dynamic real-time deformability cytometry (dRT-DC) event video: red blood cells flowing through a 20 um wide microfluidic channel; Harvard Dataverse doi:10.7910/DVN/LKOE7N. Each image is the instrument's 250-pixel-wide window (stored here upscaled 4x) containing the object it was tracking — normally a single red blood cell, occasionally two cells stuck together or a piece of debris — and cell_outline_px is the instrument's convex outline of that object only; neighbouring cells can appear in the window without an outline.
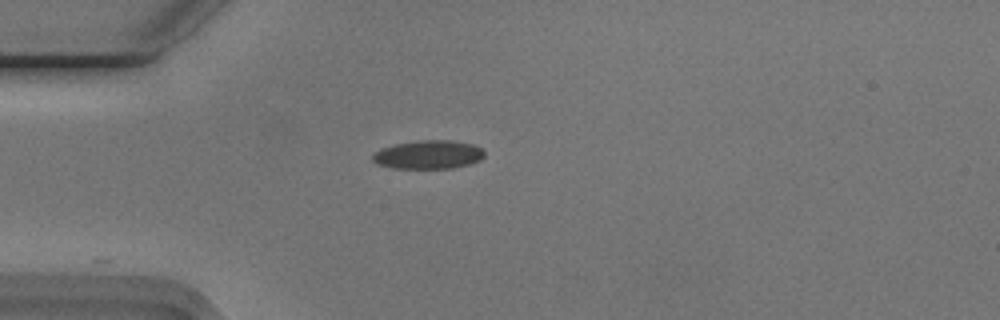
{"species": "Egyptian fruit bat (a non-hibernating species)", "species_latin": "Rousettus aegyptiacus", "temperature_condition": "cold", "stored_images_in_passage": 41, "camera_frame_rate_fps": 3000, "um_per_image_px": 0.085, "animal": {"sex": "male"}, "frame": {"image": 1, "passage_image": 1, "time_ms": 0.0, "image_size_px": [1000, 320], "cell_outline_px": [[484, 156], [480, 160], [468, 164], [452, 168], [392, 168], [376, 164], [372, 160], [372, 156], [376, 152], [384, 148], [396, 144], [424, 140], [448, 140], [472, 144], [480, 148], [484, 152]], "centroid_in_image_um": [36.41, 13.15], "position_along_channel_um": 48.6, "area_um2": 18.32}}
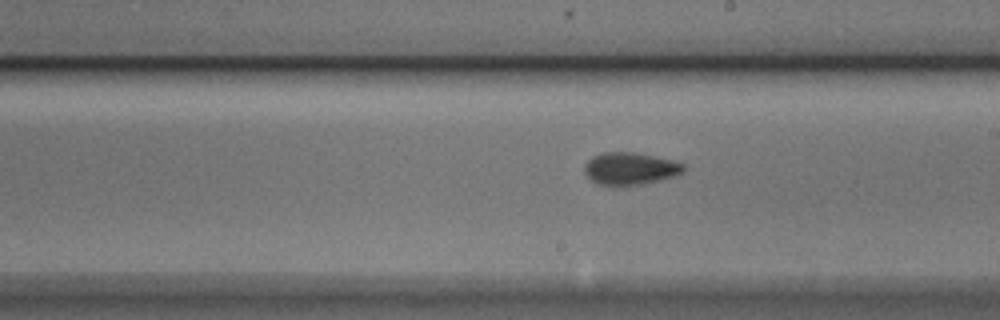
{"frame": {"image": 2, "passage_image": 17, "time_ms": 5.333, "image_size_px": [1000, 320], "cell_outline_px": [[684, 172], [660, 180], [644, 184], [596, 184], [584, 172], [584, 164], [592, 156], [604, 152], [636, 152], [672, 160], [684, 164]], "centroid_in_image_um": [53.55, 14.31], "position_along_channel_um": 235.4, "area_um2": 18.44}}
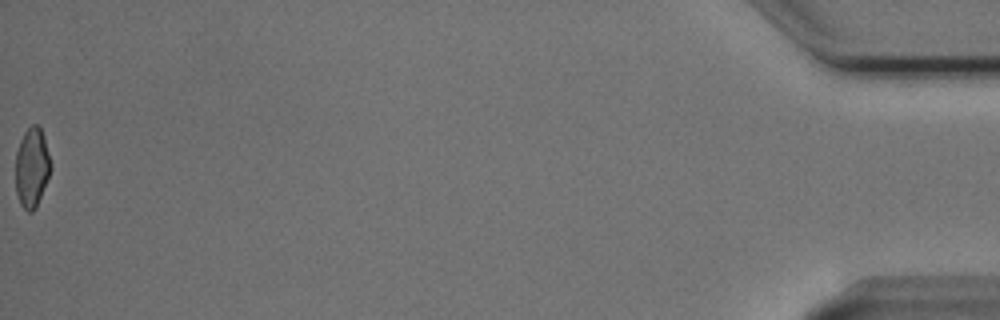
{"frame": {"image": 3, "passage_image": 41, "time_ms": 13.333, "image_size_px": [1000, 320], "cell_outline_px": [[52, 168], [36, 208], [32, 212], [28, 212], [20, 204], [16, 192], [16, 152], [20, 140], [24, 132], [32, 124], [36, 124], [40, 128], [44, 136], [52, 164]], "centroid_in_image_um": [2.72, 14.24], "position_along_channel_um": 432.5, "area_um2": 16.42}, "authors_computed_cell_mechanics": {"area_um2": 17.5134, "velocity_mm_per_s": 3.7604, "shape_relaxation_time_tau1_ms": 5.7911, "shape_relaxation_time_tau2_ms": 2.0586, "deformation_change_tau1": 0.1307, "deformation_change_tau2": 0.066}}